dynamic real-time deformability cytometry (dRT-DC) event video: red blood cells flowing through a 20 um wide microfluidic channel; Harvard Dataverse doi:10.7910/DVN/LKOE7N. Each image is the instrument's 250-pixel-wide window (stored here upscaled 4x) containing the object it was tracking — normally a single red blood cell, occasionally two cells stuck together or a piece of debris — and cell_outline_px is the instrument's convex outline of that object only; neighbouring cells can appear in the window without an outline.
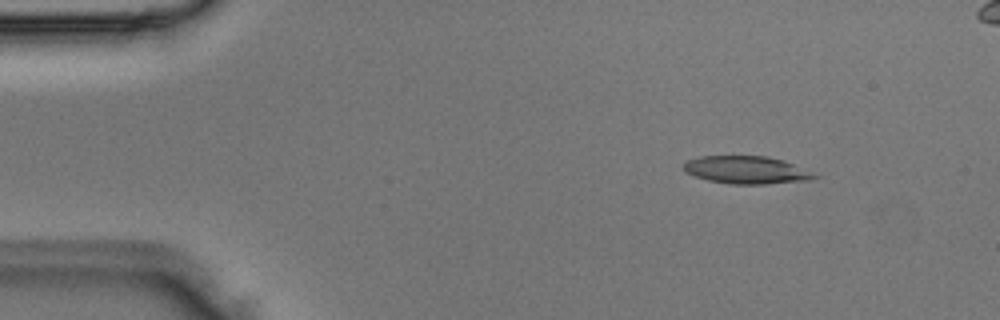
{"species": "Egyptian fruit bat (a non-hibernating species)", "species_latin": "Rousettus aegyptiacus", "temperature_condition": "room temperature", "stored_images_in_passage": 4, "camera_frame_rate_fps": 3000, "um_per_image_px": 0.085, "animal": {"sex": "male"}, "frame": {"image": 1, "passage_image": 2, "time_ms": 0.333, "image_size_px": [1000, 320], "cell_outline_px": [[820, 176], [808, 180], [764, 184], [732, 184], [708, 180], [684, 172], [684, 164], [688, 160], [700, 156], [768, 156], [784, 160]], "centroid_in_image_um": [63.44, 14.44], "position_along_channel_um": 21.6, "area_um2": 20.92}}